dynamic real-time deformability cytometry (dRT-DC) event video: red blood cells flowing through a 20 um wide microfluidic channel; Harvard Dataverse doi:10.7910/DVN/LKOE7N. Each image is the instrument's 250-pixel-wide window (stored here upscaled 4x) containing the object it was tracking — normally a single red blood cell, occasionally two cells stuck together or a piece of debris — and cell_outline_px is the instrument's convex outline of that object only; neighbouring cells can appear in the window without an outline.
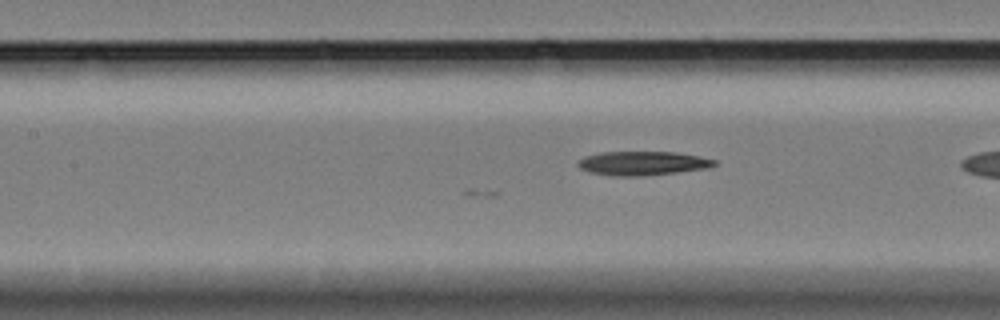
{"species": "Egyptian fruit bat (a non-hibernating species)", "species_latin": "Rousettus aegyptiacus", "temperature_condition": "cold", "stored_images_in_passage": 8, "camera_frame_rate_fps": 3000, "um_per_image_px": 0.085, "animal": {"sex": "female"}, "frame": {"image": 1, "passage_image": 8, "time_ms": 2.333, "image_size_px": [1000, 320], "cell_outline_px": [[716, 164], [708, 168], [676, 172], [640, 176], [612, 176], [588, 172], [580, 168], [576, 164], [576, 160], [584, 156], [600, 152], [676, 152], [700, 156], [716, 160]], "centroid_in_image_um": [54.56, 13.87], "position_along_channel_um": 152.8, "area_um2": 19.19}}